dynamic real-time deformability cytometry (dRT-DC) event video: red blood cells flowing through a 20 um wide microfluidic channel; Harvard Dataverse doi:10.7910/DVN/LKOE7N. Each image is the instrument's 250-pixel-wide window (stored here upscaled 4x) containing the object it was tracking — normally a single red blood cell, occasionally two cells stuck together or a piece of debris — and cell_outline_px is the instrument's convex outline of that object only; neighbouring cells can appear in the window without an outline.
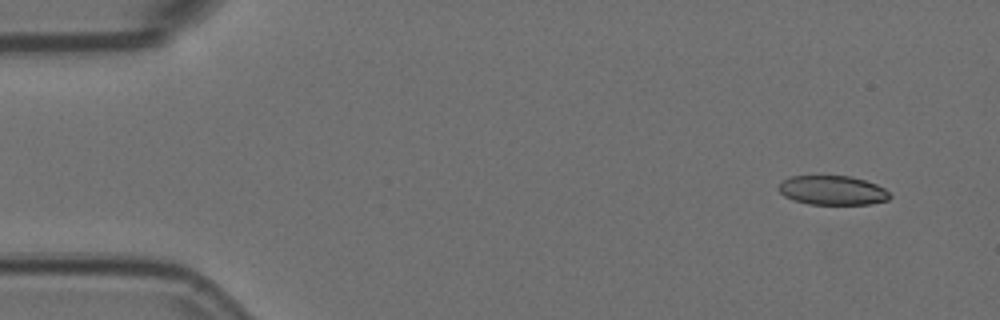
{"species": "Egyptian fruit bat (a non-hibernating species)", "species_latin": "Rousettus aegyptiacus", "temperature_condition": "room temperature", "stored_images_in_passage": 4, "segment_of_instrument_passage": [1, 2], "camera_frame_rate_fps": 3000, "um_per_image_px": 0.085, "animal": {"sex": "female"}, "frame": {"image": 1, "passage_image": 1, "time_ms": 0.0, "image_size_px": [1000, 320], "cell_outline_px": [[892, 196], [888, 200], [872, 204], [808, 204], [792, 200], [784, 196], [776, 188], [788, 176], [852, 176], [876, 184], [884, 188]], "centroid_in_image_um": [70.75, 16.18], "position_along_channel_um": 14.2, "area_um2": 19.07}}